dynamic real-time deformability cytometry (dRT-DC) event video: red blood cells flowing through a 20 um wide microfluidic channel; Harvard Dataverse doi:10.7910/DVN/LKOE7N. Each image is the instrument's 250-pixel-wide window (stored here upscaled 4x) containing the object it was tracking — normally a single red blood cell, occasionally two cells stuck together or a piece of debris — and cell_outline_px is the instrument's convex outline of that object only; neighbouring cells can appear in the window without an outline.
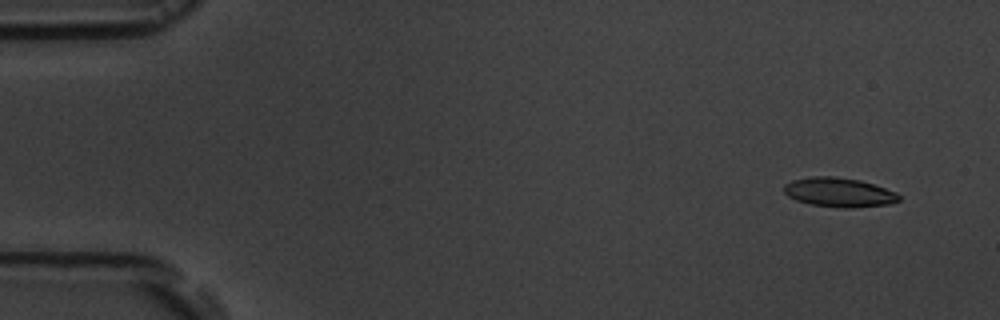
{"species": "common noctule bat (a hibernating species)", "species_latin": "Nyctalus noctula", "temperature_condition": "room temperature", "stored_images_in_passage": 11, "camera_frame_rate_fps": 3000, "um_per_image_px": 0.085, "animal": {"sex": "male", "body_mass_g": 19.5, "forearm_length_mm": 54.6}, "frame": {"image": 1, "passage_image": 2, "time_ms": 1.0, "image_size_px": [1000, 320], "cell_outline_px": [[900, 200], [888, 204], [848, 208], [844, 208], [812, 204], [796, 200], [788, 196], [784, 192], [784, 184], [792, 180], [812, 176], [836, 176], [860, 180], [896, 192], [900, 196]], "centroid_in_image_um": [71.3, 16.34], "position_along_channel_um": 13.7, "area_um2": 19.48}}
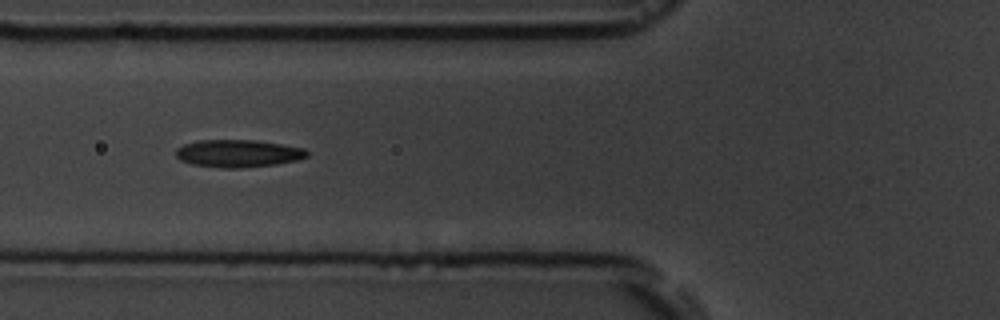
{"frame": {"image": 2, "passage_image": 7, "time_ms": 6.667, "image_size_px": [1000, 320], "cell_outline_px": [[308, 156], [296, 160], [276, 164], [244, 168], [220, 168], [192, 164], [180, 160], [176, 156], [176, 148], [184, 144], [200, 140], [256, 140], [304, 148], [308, 152]], "centroid_in_image_um": [20.22, 13.04], "position_along_channel_um": 105.6, "area_um2": 21.04}}
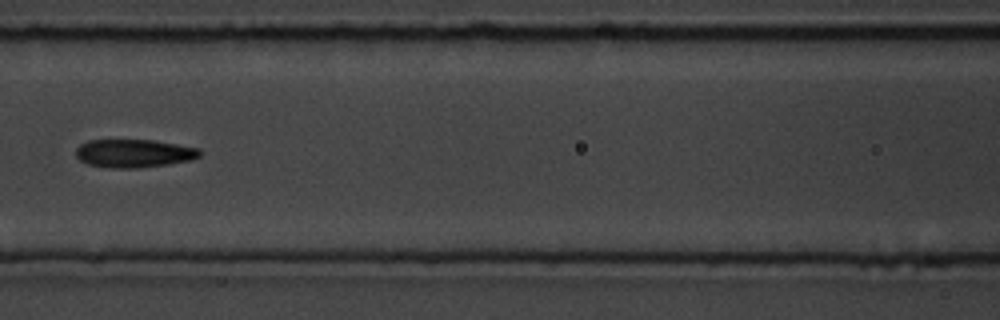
{"frame": {"image": 3, "passage_image": 8, "time_ms": 8.0, "image_size_px": [1000, 320], "cell_outline_px": [[200, 156], [192, 160], [168, 164], [136, 168], [108, 168], [88, 164], [80, 160], [76, 156], [76, 148], [80, 144], [88, 140], [152, 140], [200, 148]], "centroid_in_image_um": [11.37, 13.03], "position_along_channel_um": 155.2, "area_um2": 20.4}}